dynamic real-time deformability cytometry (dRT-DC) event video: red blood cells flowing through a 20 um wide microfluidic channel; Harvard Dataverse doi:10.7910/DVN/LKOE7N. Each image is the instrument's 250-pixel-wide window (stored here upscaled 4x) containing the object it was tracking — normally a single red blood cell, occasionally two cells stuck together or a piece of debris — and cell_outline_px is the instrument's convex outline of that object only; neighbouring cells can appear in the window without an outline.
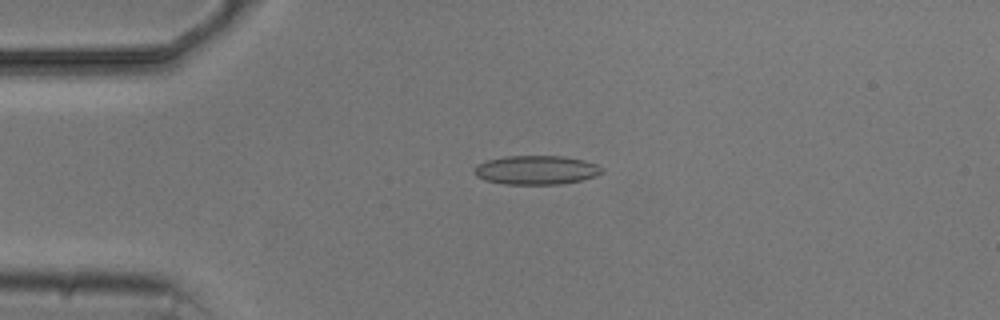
{"species": "common noctule bat (a hibernating species)", "species_latin": "Nyctalus noctula", "temperature_condition": "cold", "stored_images_in_passage": 5, "camera_frame_rate_fps": 3000, "um_per_image_px": 0.085, "animal": {"sex": "male", "body_mass_g": 20.5, "forearm_length_mm": 52.5}, "frame": {"image": 1, "passage_image": 4, "time_ms": 3.667, "image_size_px": [1000, 320], "cell_outline_px": [[604, 172], [596, 176], [580, 180], [560, 184], [504, 184], [484, 180], [476, 176], [472, 172], [476, 164], [488, 160], [504, 156], [564, 156], [584, 160], [596, 164], [604, 168]], "centroid_in_image_um": [45.57, 14.45], "position_along_channel_um": 39.4, "area_um2": 21.73}}